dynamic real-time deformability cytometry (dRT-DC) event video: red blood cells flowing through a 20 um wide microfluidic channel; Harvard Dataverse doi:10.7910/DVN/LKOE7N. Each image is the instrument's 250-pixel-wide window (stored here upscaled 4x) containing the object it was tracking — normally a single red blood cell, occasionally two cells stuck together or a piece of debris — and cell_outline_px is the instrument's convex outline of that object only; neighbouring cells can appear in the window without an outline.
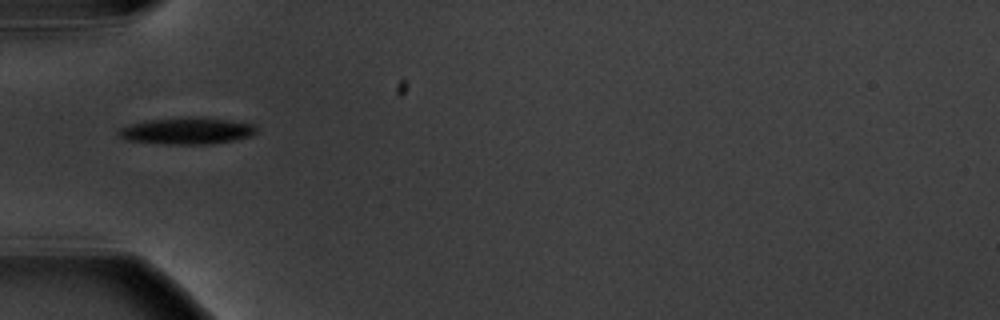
{"species": "common noctule bat (a hibernating species)", "species_latin": "Nyctalus noctula", "temperature_condition": "warm", "stored_images_in_passage": 9, "camera_frame_rate_fps": 3000, "um_per_image_px": 0.085, "animal": {"sex": "male", "body_mass_g": 20.1, "forearm_length_mm": 53.5}, "frame": {"image": 1, "passage_image": 1, "time_ms": 0.0, "image_size_px": [1000, 320], "cell_outline_px": [[256, 132], [252, 136], [236, 140], [208, 144], [164, 144], [128, 140], [120, 136], [116, 132], [120, 128], [128, 124], [148, 120], [188, 116], [204, 116], [256, 124]], "centroid_in_image_um": [15.92, 11.1], "position_along_channel_um": 69.1, "area_um2": 21.85}}
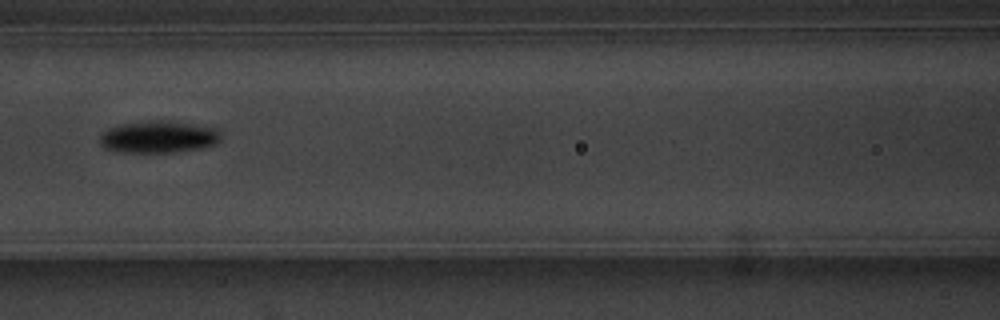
{"frame": {"image": 2, "passage_image": 3, "time_ms": 2.333, "image_size_px": [1000, 320], "cell_outline_px": [[220, 140], [216, 144], [200, 148], [172, 152], [120, 152], [104, 148], [100, 144], [100, 136], [108, 128], [120, 124], [152, 120], [164, 120], [192, 124], [216, 128], [220, 132]], "centroid_in_image_um": [13.46, 11.63], "position_along_channel_um": 153.1, "area_um2": 22.54}}
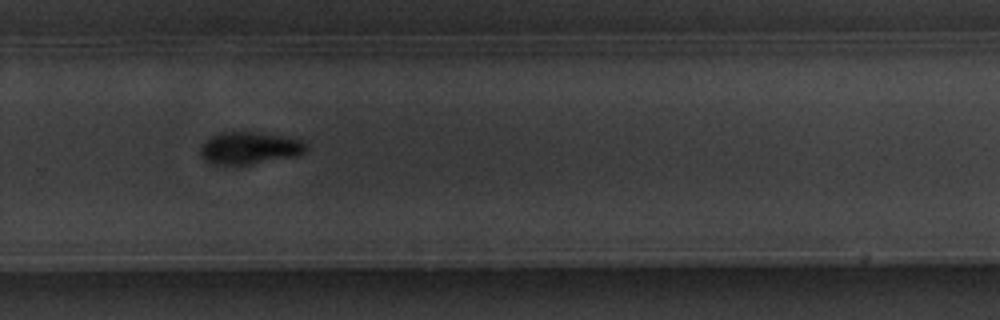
{"frame": {"image": 3, "passage_image": 7, "time_ms": 6.667, "image_size_px": [1000, 320], "cell_outline_px": [[308, 148], [304, 152], [296, 156], [252, 164], [212, 164], [204, 160], [200, 152], [200, 144], [204, 140], [220, 132], [260, 132], [300, 140], [308, 144]], "centroid_in_image_um": [21.18, 12.58], "position_along_channel_um": 308.6, "area_um2": 19.88}}